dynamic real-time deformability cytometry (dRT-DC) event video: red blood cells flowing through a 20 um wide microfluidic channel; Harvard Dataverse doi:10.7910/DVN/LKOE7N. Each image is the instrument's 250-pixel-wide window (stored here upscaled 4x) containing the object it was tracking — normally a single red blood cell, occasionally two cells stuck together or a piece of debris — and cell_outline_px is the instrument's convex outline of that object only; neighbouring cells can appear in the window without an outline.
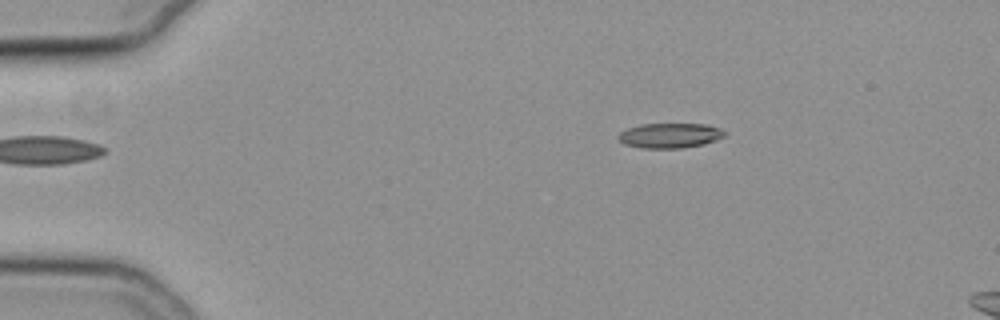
{"species": "common noctule bat (a hibernating species)", "species_latin": "Nyctalus noctula", "temperature_condition": "cold", "stored_images_in_passage": 7, "camera_frame_rate_fps": 3000, "um_per_image_px": 0.085, "animal": {"sex": "female", "body_mass_g": 19.3, "forearm_length_mm": 54.1}, "frame": {"image": 1, "passage_image": 1, "time_ms": 0.0, "image_size_px": [1000, 320], "cell_outline_px": [[728, 132], [724, 136], [716, 140], [704, 144], [680, 148], [644, 148], [624, 144], [616, 136], [620, 132], [628, 128], [640, 124], [704, 124], [720, 128]], "centroid_in_image_um": [56.95, 11.51], "position_along_channel_um": 28.0, "area_um2": 15.43}}